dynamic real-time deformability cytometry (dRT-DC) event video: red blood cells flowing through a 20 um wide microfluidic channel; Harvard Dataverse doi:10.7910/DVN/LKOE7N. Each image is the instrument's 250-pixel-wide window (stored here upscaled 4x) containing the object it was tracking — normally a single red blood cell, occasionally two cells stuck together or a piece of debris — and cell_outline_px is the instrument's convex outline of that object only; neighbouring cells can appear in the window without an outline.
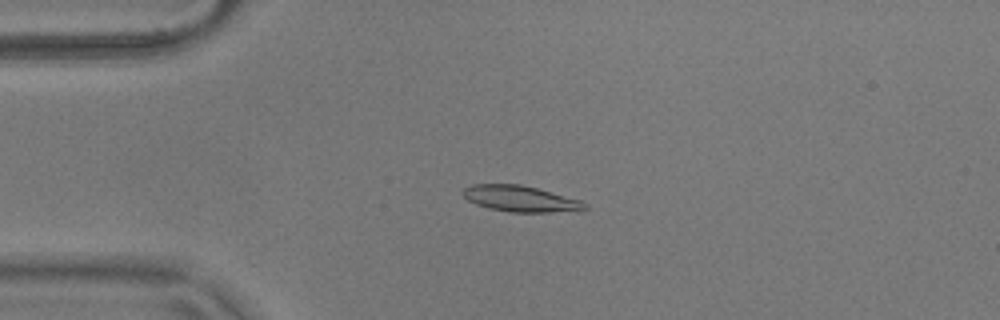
{"species": "common noctule bat (a hibernating species)", "species_latin": "Nyctalus noctula", "temperature_condition": "warm", "stored_images_in_passage": 54, "camera_frame_rate_fps": 3000, "um_per_image_px": 0.085, "animal": {"sex": "male", "body_mass_g": 17.9}, "frame": {"image": 1, "passage_image": 12, "time_ms": 3.667, "image_size_px": [1000, 320], "cell_outline_px": [[588, 208], [548, 212], [512, 212], [488, 208], [476, 204], [468, 200], [464, 196], [464, 188], [472, 184], [520, 184], [536, 188], [580, 200], [588, 204]], "centroid_in_image_um": [44.2, 16.88], "position_along_channel_um": 40.8, "area_um2": 18.09}}
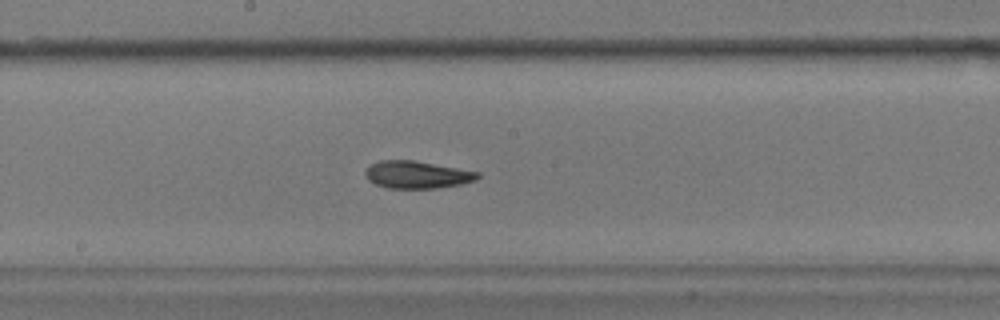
{"frame": {"image": 2, "passage_image": 28, "time_ms": 9.0, "image_size_px": [1000, 320], "cell_outline_px": [[480, 176], [476, 180], [460, 184], [436, 188], [388, 188], [376, 184], [368, 180], [364, 172], [372, 164], [380, 160], [412, 160], [480, 172]], "centroid_in_image_um": [35.45, 14.85], "position_along_channel_um": 212.8, "area_um2": 17.74}}
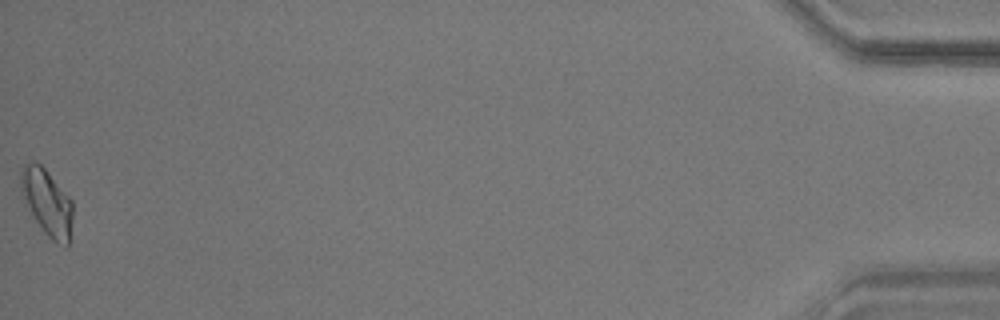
{"frame": {"image": 3, "passage_image": 54, "time_ms": 17.667, "image_size_px": [1000, 320], "cell_outline_px": [[72, 216], [68, 248], [52, 240], [44, 232], [36, 220], [24, 196], [20, 184], [20, 172], [24, 164], [32, 160], [40, 164], [44, 168], [72, 200]], "centroid_in_image_um": [4.02, 17.19], "position_along_channel_um": 431.2, "area_um2": 19.54}, "authors_computed_cell_mechanics": {"area_um2": 18.1492, "velocity_mm_per_s": 3.6609, "shape_relaxation_time_tau1_ms": 6.4281, "shape_relaxation_time_tau2_ms": 2.7947, "deformation_change_tau1": 0.178, "deformation_change_tau2": 0.0805}}